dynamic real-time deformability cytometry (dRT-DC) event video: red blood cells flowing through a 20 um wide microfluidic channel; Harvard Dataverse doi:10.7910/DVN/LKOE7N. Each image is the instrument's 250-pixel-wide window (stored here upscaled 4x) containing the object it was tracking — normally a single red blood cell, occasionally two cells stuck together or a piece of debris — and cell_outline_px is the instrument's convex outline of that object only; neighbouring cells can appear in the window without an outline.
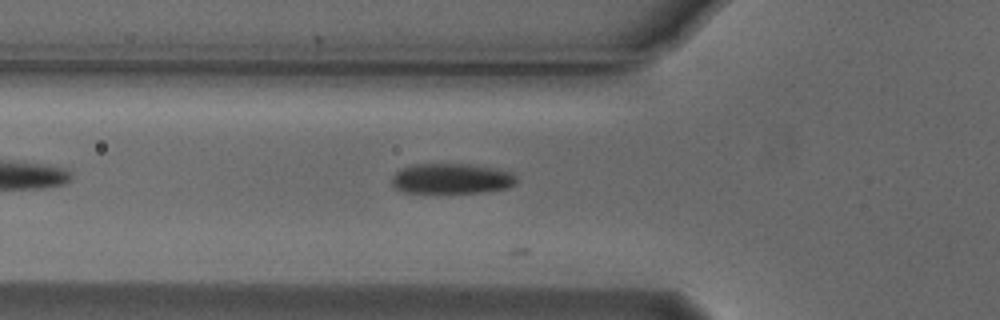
{"species": "Egyptian fruit bat (a non-hibernating species)", "species_latin": "Rousettus aegyptiacus", "temperature_condition": "cold", "stored_images_in_passage": 7, "camera_frame_rate_fps": 3000, "um_per_image_px": 0.085, "animal": {"sex": "male"}, "frame": {"image": 1, "passage_image": 3, "time_ms": 0.667, "image_size_px": [1000, 320], "cell_outline_px": [[516, 184], [508, 188], [480, 192], [404, 192], [396, 188], [392, 184], [392, 176], [400, 168], [412, 164], [468, 164], [496, 168], [512, 172], [516, 176]], "centroid_in_image_um": [38.39, 15.17], "position_along_channel_um": 87.4, "area_um2": 22.02}}
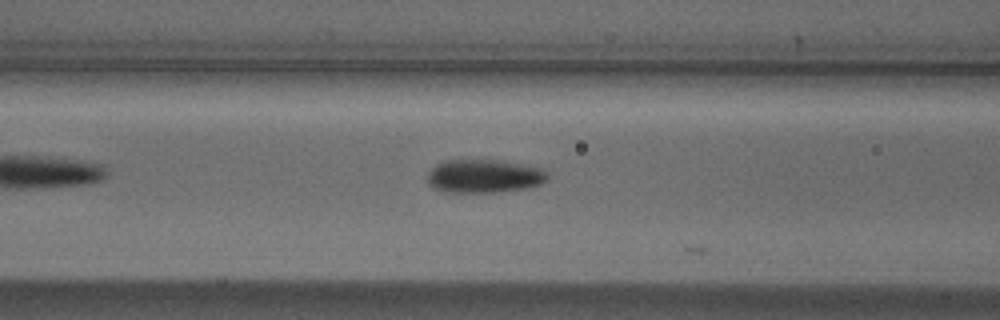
{"frame": {"image": 2, "passage_image": 6, "time_ms": 1.667, "image_size_px": [1000, 320], "cell_outline_px": [[548, 176], [540, 184], [524, 188], [496, 192], [444, 192], [432, 188], [428, 184], [428, 172], [436, 164], [444, 160], [500, 160], [544, 168]], "centroid_in_image_um": [41.11, 14.96], "position_along_channel_um": 125.5, "area_um2": 23.41}}